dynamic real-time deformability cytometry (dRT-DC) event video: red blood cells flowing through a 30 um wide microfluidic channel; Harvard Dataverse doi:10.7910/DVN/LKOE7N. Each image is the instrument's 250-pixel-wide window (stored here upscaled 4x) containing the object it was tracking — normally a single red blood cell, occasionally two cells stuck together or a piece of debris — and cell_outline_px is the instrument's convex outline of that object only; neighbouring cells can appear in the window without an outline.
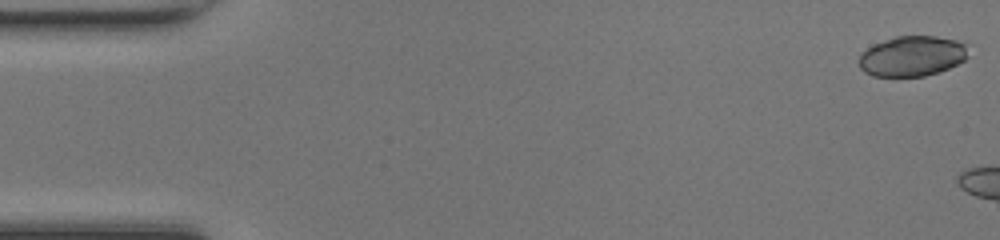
{"species": "common noctule bat (a hibernating species)", "species_latin": "Nyctalus noctula", "temperature_condition": "room temperature", "stored_images_in_passage": 4, "camera_frame_rate_fps": 3000, "um_per_image_px": 0.085, "animal": {"sex": "female", "body_mass_g": 17.0, "forearm_length_mm": 48.0}, "frame": {"image": 1, "passage_image": 1, "time_ms": 0.0, "image_size_px": [1000, 240], "cell_outline_px": [[968, 56], [964, 60], [940, 72], [924, 76], [872, 76], [864, 72], [860, 68], [860, 52], [872, 44], [896, 36], [936, 36], [956, 40], [964, 44]], "centroid_in_image_um": [77.49, 4.77], "position_along_channel_um": 7.5, "area_um2": 25.66}}